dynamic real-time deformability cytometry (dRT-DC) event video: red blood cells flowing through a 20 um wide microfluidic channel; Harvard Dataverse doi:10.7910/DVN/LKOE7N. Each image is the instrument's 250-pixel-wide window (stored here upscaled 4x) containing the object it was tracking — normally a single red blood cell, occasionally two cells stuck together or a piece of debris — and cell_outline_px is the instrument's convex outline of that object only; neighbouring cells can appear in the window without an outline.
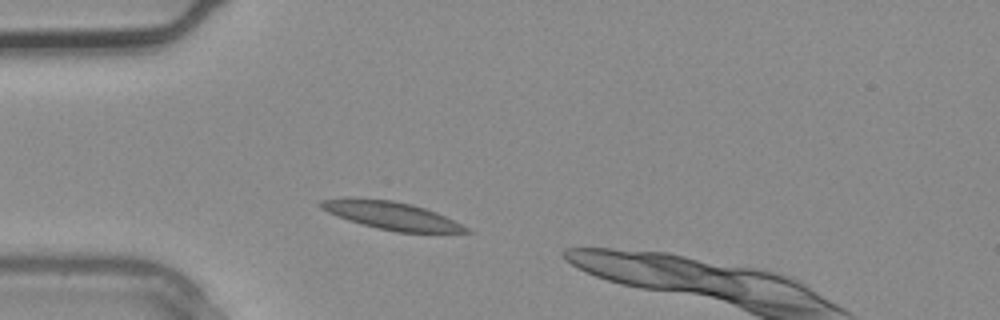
{"species": "common noctule bat (a hibernating species)", "species_latin": "Nyctalus noctula", "temperature_condition": "warm", "stored_images_in_passage": 2, "camera_frame_rate_fps": 3000, "um_per_image_px": 0.085, "animal": {"sex": "male", "body_mass_g": 20.4}, "frame": {"image": 1, "passage_image": 1, "time_ms": 0.0, "image_size_px": [1000, 320], "cell_outline_px": [[472, 232], [396, 232], [348, 220], [328, 212], [320, 208], [316, 204], [320, 200], [344, 196], [392, 200], [412, 204], [436, 212], [468, 228]], "centroid_in_image_um": [33.16, 18.28], "position_along_channel_um": 51.8, "area_um2": 23.47}}